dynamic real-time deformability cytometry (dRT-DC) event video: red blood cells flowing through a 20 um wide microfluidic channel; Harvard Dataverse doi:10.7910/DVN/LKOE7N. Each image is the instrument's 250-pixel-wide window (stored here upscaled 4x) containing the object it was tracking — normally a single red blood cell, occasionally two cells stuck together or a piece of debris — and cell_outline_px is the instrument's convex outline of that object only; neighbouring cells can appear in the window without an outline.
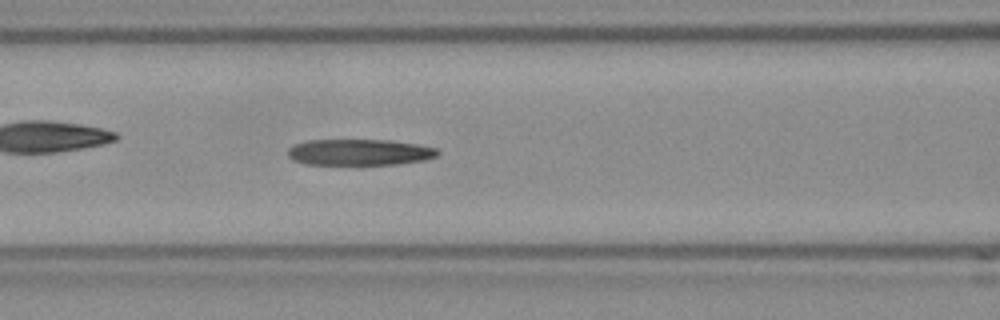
{"species": "Egyptian fruit bat (a non-hibernating species)", "species_latin": "Rousettus aegyptiacus", "temperature_condition": "room temperature", "stored_images_in_passage": 51, "camera_frame_rate_fps": 3000, "um_per_image_px": 0.085, "frame": {"image": 1, "passage_image": 22, "time_ms": 7.0, "image_size_px": [1000, 320], "cell_outline_px": [[440, 152], [436, 156], [424, 160], [396, 164], [304, 164], [292, 160], [288, 156], [288, 148], [292, 144], [308, 140], [388, 140], [416, 144], [436, 148]], "centroid_in_image_um": [30.5, 12.93], "position_along_channel_um": 136.1, "area_um2": 22.83}, "authors_computed_cell_mechanics": {"area_um2": 23.7558, "velocity_mm_per_s": 3.8087, "shape_relaxation_time_tau1_ms": null, "shape_relaxation_time_tau2_ms": 4.1087, "deformation_change_tau1": null, "deformation_change_tau2": 0.1767}}